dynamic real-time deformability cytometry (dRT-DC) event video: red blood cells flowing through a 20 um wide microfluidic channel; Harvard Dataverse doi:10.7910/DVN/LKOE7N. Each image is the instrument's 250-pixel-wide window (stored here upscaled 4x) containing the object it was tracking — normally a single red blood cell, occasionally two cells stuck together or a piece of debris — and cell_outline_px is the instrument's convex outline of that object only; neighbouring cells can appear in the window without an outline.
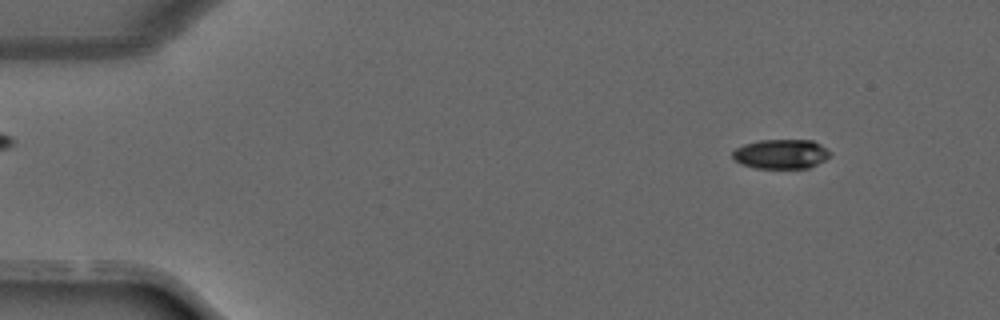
{"species": "common noctule bat (a hibernating species)", "species_latin": "Nyctalus noctula", "temperature_condition": "warm", "stored_images_in_passage": 40, "camera_frame_rate_fps": 3000, "um_per_image_px": 0.085, "animal": {"sex": "male", "forearm_length_mm": 52.5}, "frame": {"image": 1, "passage_image": 4, "time_ms": 1.0, "image_size_px": [1000, 320], "cell_outline_px": [[832, 152], [824, 160], [808, 168], [756, 168], [740, 164], [732, 156], [732, 152], [736, 148], [744, 144], [760, 140], [812, 140], [820, 144]], "centroid_in_image_um": [66.38, 13.09], "position_along_channel_um": 18.6, "area_um2": 16.7}}
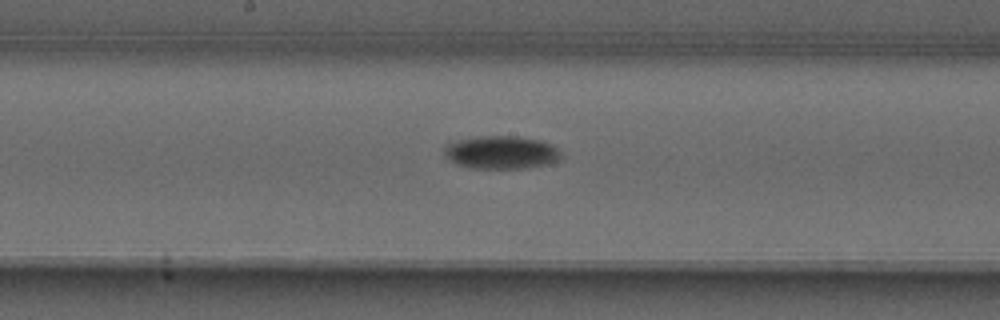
{"frame": {"image": 2, "passage_image": 21, "time_ms": 6.667, "image_size_px": [1000, 320], "cell_outline_px": [[564, 156], [560, 160], [548, 164], [524, 168], [468, 168], [456, 164], [444, 156], [444, 148], [448, 144], [456, 140], [480, 136], [516, 136], [540, 140], [552, 144]], "centroid_in_image_um": [42.62, 12.95], "position_along_channel_um": 205.6, "area_um2": 22.66}}
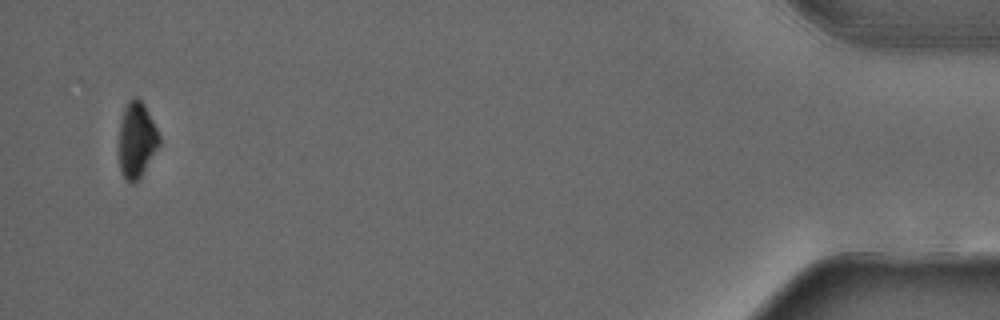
{"frame": {"image": 3, "passage_image": 39, "time_ms": 12.667, "image_size_px": [1000, 320], "cell_outline_px": [[160, 144], [140, 180], [136, 184], [132, 184], [120, 172], [120, 124], [124, 108], [128, 100], [132, 96], [136, 96], [144, 104], [160, 136]], "centroid_in_image_um": [11.63, 11.92], "position_along_channel_um": 423.6, "area_um2": 17.8}}